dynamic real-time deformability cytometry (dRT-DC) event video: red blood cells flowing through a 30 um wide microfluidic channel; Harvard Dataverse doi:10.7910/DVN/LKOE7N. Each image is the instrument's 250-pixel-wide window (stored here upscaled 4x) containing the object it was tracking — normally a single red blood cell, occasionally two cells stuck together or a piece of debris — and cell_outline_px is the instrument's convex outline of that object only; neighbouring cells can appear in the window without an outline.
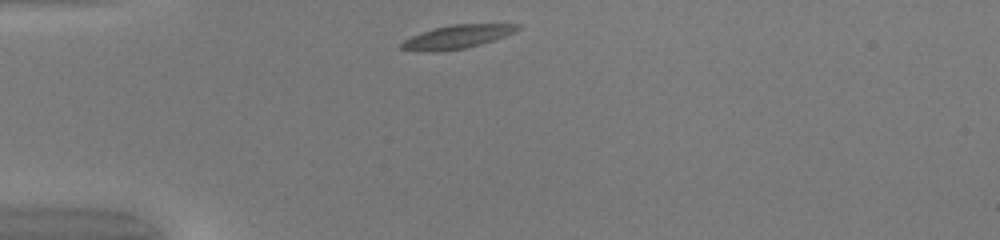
{"species": "common noctule bat (a hibernating species)", "species_latin": "Nyctalus noctula", "temperature_condition": "warm", "stored_images_in_passage": 19, "camera_frame_rate_fps": 3000, "um_per_image_px": 0.085, "animal": {"sex": "female", "body_mass_g": 20.0, "forearm_length_mm": 54.0}, "frame": {"image": 1, "passage_image": 1, "time_ms": 0.0, "image_size_px": [1000, 240], "cell_outline_px": [[520, 28], [516, 32], [480, 44], [464, 48], [436, 52], [420, 52], [400, 48], [400, 44], [404, 40], [412, 36], [436, 28], [452, 24], [520, 24]], "centroid_in_image_um": [38.85, 3.13], "position_along_channel_um": 46.2, "area_um2": 15.66}}
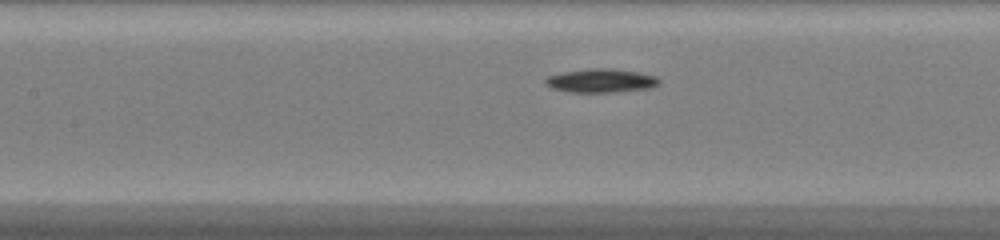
{"frame": {"image": 2, "passage_image": 11, "time_ms": 3.333, "image_size_px": [1000, 240], "cell_outline_px": [[660, 84], [648, 88], [616, 92], [568, 92], [552, 88], [544, 84], [544, 80], [548, 76], [564, 72], [592, 68], [608, 68], [636, 72], [656, 76], [660, 80]], "centroid_in_image_um": [51.06, 6.86], "position_along_channel_um": 156.3, "area_um2": 15.61}}
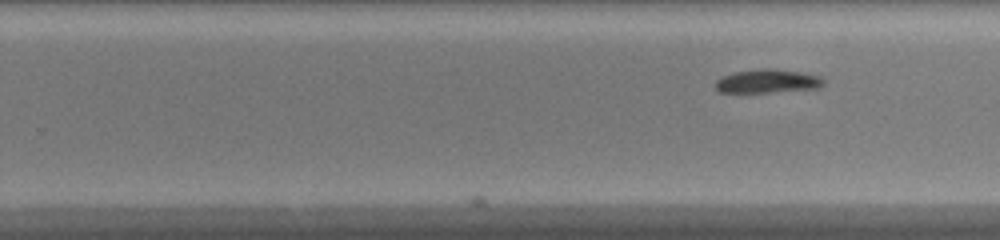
{"frame": {"image": 3, "passage_image": 19, "time_ms": 6.0, "image_size_px": [1000, 240], "cell_outline_px": [[824, 84], [820, 88], [768, 92], [720, 92], [716, 88], [716, 80], [724, 76], [736, 72], [764, 68], [772, 68], [800, 72], [820, 76], [824, 80]], "centroid_in_image_um": [65.28, 6.9], "position_along_channel_um": 264.5, "area_um2": 14.68}}